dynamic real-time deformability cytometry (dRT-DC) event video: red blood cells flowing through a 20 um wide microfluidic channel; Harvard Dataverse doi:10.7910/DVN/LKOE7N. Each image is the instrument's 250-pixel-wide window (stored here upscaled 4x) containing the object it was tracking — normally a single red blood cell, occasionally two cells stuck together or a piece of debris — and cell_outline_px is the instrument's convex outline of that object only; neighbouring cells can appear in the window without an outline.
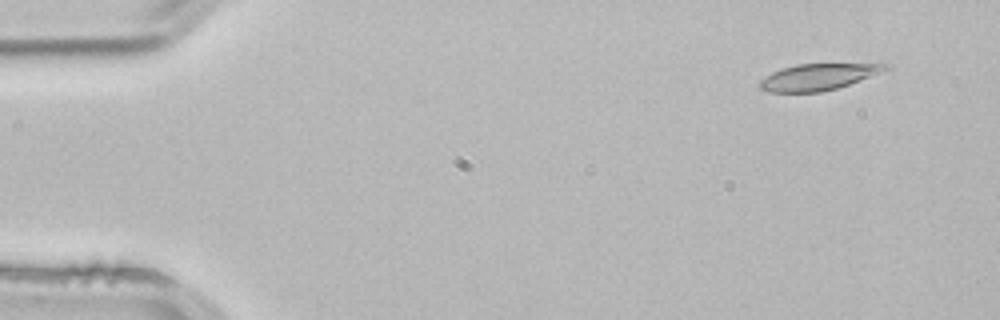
{"species": "common noctule bat (a hibernating species)", "species_latin": "Nyctalus noctula", "temperature_condition": "room temperature", "stored_images_in_passage": 3, "camera_frame_rate_fps": 3000, "um_per_image_px": 0.085, "animal": {"sex": "male", "body_mass_g": 21.5, "forearm_length_mm": 52.0}, "frame": {"image": 1, "passage_image": 1, "time_ms": 0.0, "image_size_px": [1000, 320], "cell_outline_px": [[892, 68], [848, 84], [836, 88], [820, 92], [768, 92], [760, 88], [760, 80], [772, 72], [780, 68], [796, 64], [892, 64]], "centroid_in_image_um": [69.52, 6.53], "position_along_channel_um": 15.5, "area_um2": 19.13}}